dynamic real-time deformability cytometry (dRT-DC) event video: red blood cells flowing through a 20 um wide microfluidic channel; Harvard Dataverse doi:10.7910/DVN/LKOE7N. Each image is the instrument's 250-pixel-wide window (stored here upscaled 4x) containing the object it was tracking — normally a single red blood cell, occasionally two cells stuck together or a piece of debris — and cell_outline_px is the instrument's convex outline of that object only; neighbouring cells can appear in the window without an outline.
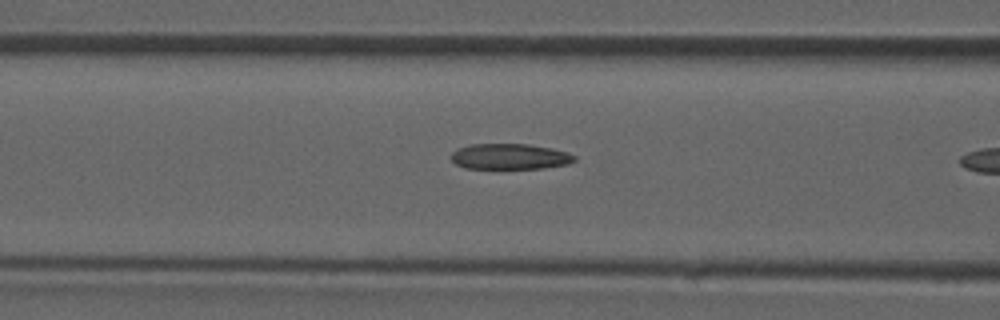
{"species": "common noctule bat (a hibernating species)", "species_latin": "Nyctalus noctula", "temperature_condition": "room temperature", "stored_images_in_passage": 8, "camera_frame_rate_fps": 3000, "um_per_image_px": 0.085, "animal": {"sex": "male", "forearm_length_mm": 52.5}, "frame": {"image": 1, "passage_image": 6, "time_ms": 1.667, "image_size_px": [1000, 320], "cell_outline_px": [[576, 160], [568, 164], [544, 168], [464, 168], [456, 164], [452, 160], [452, 152], [468, 144], [528, 144], [552, 148], [568, 152], [576, 156]], "centroid_in_image_um": [43.37, 13.3], "position_along_channel_um": 123.2, "area_um2": 18.44}}